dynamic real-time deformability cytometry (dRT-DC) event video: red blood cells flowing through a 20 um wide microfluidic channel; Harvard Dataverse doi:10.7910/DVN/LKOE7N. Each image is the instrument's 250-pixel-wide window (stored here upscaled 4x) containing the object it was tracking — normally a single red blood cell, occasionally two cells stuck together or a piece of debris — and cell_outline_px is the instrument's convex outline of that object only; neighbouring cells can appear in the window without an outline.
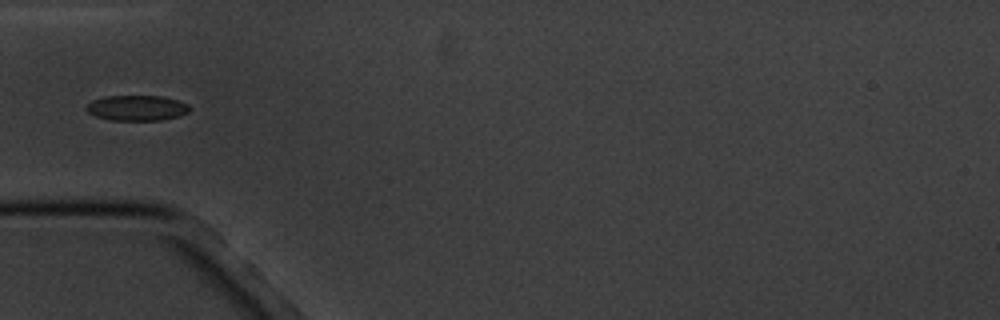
{"species": "common noctule bat (a hibernating species)", "species_latin": "Nyctalus noctula", "temperature_condition": "cold", "stored_images_in_passage": 17, "camera_frame_rate_fps": 3000, "um_per_image_px": 0.085, "animal": {"sex": "male", "body_mass_g": 20.1, "forearm_length_mm": 53.5}, "frame": {"image": 1, "passage_image": 6, "time_ms": 6.0, "image_size_px": [1000, 320], "cell_outline_px": [[192, 108], [188, 112], [180, 116], [160, 120], [108, 120], [96, 116], [88, 112], [84, 108], [92, 100], [104, 96], [164, 96], [188, 104]], "centroid_in_image_um": [11.64, 9.17], "position_along_channel_um": 73.4, "area_um2": 15.37}}
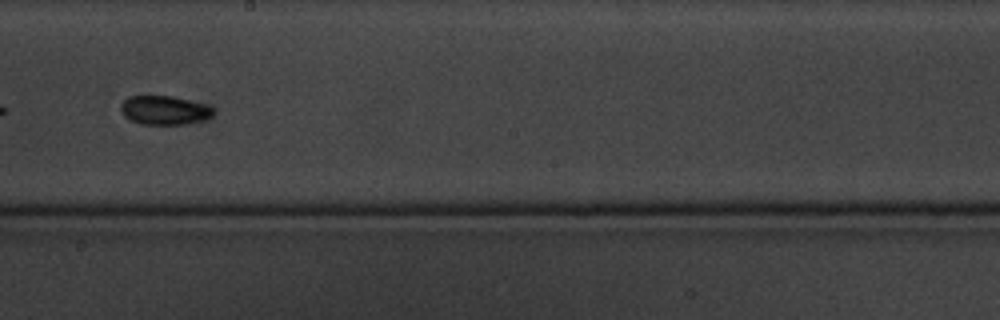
{"frame": {"image": 2, "passage_image": 10, "time_ms": 10.667, "image_size_px": [1000, 320], "cell_outline_px": [[216, 112], [212, 116], [204, 120], [184, 124], [140, 124], [124, 116], [120, 108], [120, 104], [128, 96], [172, 96], [204, 104], [216, 108]], "centroid_in_image_um": [14.0, 9.37], "position_along_channel_um": 234.2, "area_um2": 15.66}}
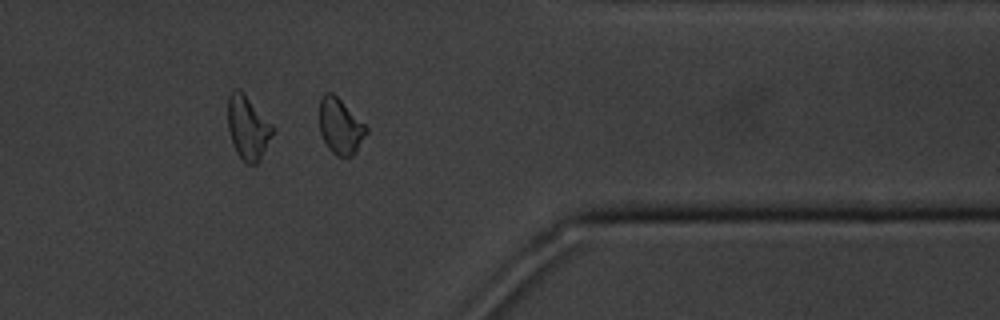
{"frame": {"image": 3, "passage_image": 14, "time_ms": 15.333, "image_size_px": [1000, 320], "cell_outline_px": [[368, 132], [356, 152], [352, 156], [336, 156], [328, 148], [320, 132], [320, 100], [324, 92], [332, 92], [368, 128]], "centroid_in_image_um": [28.92, 10.76], "position_along_channel_um": 382.5, "area_um2": 14.97}, "authors_computed_cell_mechanics": {"area_um2": 15.6638, "velocity_mm_per_s": 3.44, "shape_relaxation_time_tau1_ms": null, "shape_relaxation_time_tau2_ms": 5.7049, "deformation_change_tau1": null, "deformation_change_tau2": 0.1065}}